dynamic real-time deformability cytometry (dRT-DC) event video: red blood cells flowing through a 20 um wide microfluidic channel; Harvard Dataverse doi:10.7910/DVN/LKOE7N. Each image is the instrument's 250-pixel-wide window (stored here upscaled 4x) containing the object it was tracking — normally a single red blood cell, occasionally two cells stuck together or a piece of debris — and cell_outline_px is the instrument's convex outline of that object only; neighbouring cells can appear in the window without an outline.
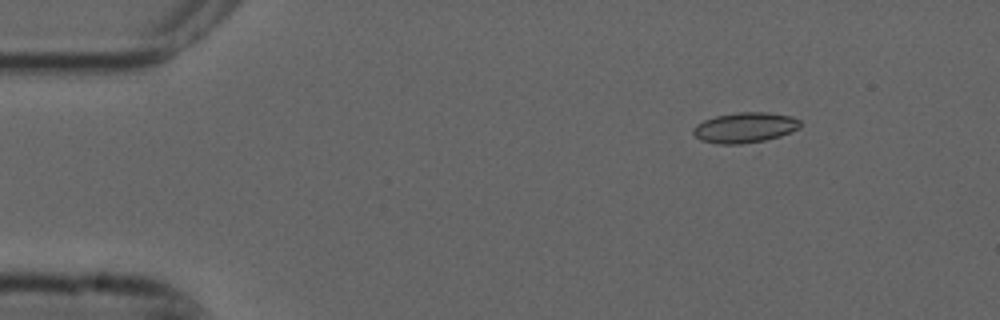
{"species": "common noctule bat (a hibernating species)", "species_latin": "Nyctalus noctula", "temperature_condition": "cold", "stored_images_in_passage": 4, "camera_frame_rate_fps": 3000, "um_per_image_px": 0.085, "animal": {"sex": "male", "forearm_length_mm": 52.5}, "frame": {"image": 1, "passage_image": 2, "time_ms": 0.333, "image_size_px": [1000, 320], "cell_outline_px": [[800, 128], [792, 132], [780, 136], [764, 140], [740, 144], [716, 144], [700, 140], [692, 132], [692, 128], [696, 124], [704, 120], [716, 116], [736, 112], [768, 112], [792, 116], [800, 120]], "centroid_in_image_um": [63.31, 10.84], "position_along_channel_um": 21.7, "area_um2": 19.07}}